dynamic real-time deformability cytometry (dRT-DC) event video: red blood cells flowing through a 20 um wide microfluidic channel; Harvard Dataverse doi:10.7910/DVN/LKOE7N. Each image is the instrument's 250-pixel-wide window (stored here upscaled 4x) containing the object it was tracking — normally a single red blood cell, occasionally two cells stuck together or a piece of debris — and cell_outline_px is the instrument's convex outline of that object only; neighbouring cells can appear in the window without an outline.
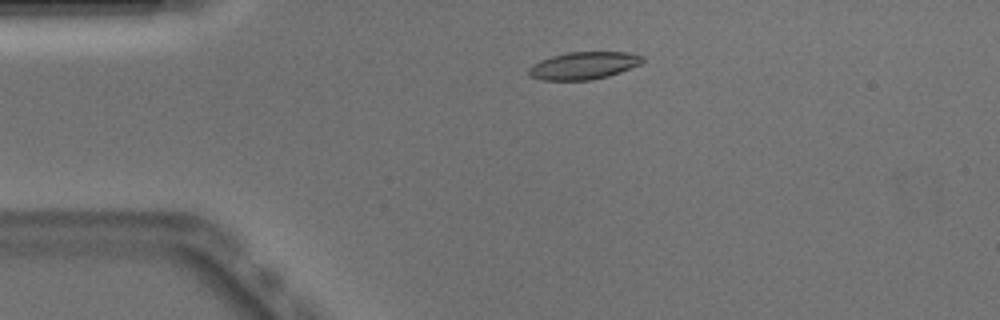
{"species": "Egyptian fruit bat (a non-hibernating species)", "species_latin": "Rousettus aegyptiacus", "temperature_condition": "warm", "stored_images_in_passage": 49, "camera_frame_rate_fps": 3000, "um_per_image_px": 0.085, "animal": {"sex": "male"}, "frame": {"image": 1, "passage_image": 9, "time_ms": 2.667, "image_size_px": [1000, 320], "cell_outline_px": [[644, 60], [640, 64], [620, 72], [608, 76], [592, 80], [544, 80], [528, 76], [528, 68], [532, 64], [540, 60], [552, 56], [568, 52], [628, 52], [644, 56]], "centroid_in_image_um": [49.59, 5.57], "position_along_channel_um": 35.4, "area_um2": 18.26}}
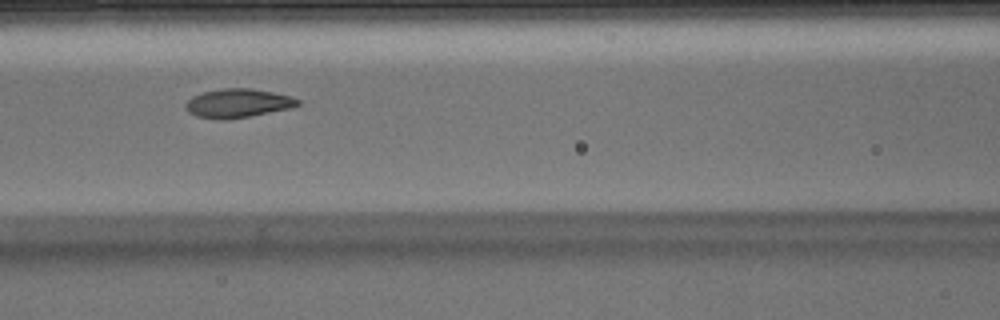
{"frame": {"image": 2, "passage_image": 20, "time_ms": 6.333, "image_size_px": [1000, 320], "cell_outline_px": [[300, 104], [292, 108], [248, 116], [224, 120], [216, 120], [196, 116], [188, 112], [184, 104], [192, 96], [204, 92], [224, 88], [252, 88], [272, 92], [288, 96], [300, 100]], "centroid_in_image_um": [20.19, 8.78], "position_along_channel_um": 146.4, "area_um2": 18.79}}
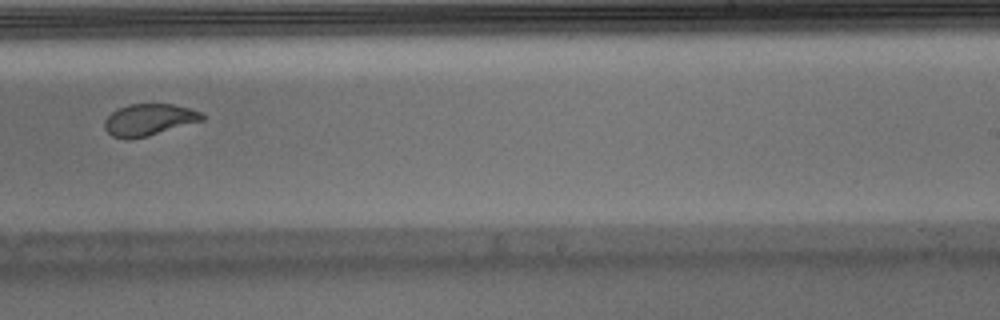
{"frame": {"image": 3, "passage_image": 30, "time_ms": 9.667, "image_size_px": [1000, 320], "cell_outline_px": [[204, 120], [148, 136], [128, 140], [124, 140], [112, 136], [104, 128], [104, 120], [116, 108], [128, 104], [172, 104], [188, 108], [200, 112], [204, 116]], "centroid_in_image_um": [12.61, 10.19], "position_along_channel_um": 276.4, "area_um2": 18.15}, "authors_computed_cell_mechanics": {"area_um2": 18.9584, "velocity_mm_per_s": 3.9059, "shape_relaxation_time_tau1_ms": 6.9869, "shape_relaxation_time_tau2_ms": 0.9941, "deformation_change_tau1": 0.2388, "deformation_change_tau2": 0.0575}}